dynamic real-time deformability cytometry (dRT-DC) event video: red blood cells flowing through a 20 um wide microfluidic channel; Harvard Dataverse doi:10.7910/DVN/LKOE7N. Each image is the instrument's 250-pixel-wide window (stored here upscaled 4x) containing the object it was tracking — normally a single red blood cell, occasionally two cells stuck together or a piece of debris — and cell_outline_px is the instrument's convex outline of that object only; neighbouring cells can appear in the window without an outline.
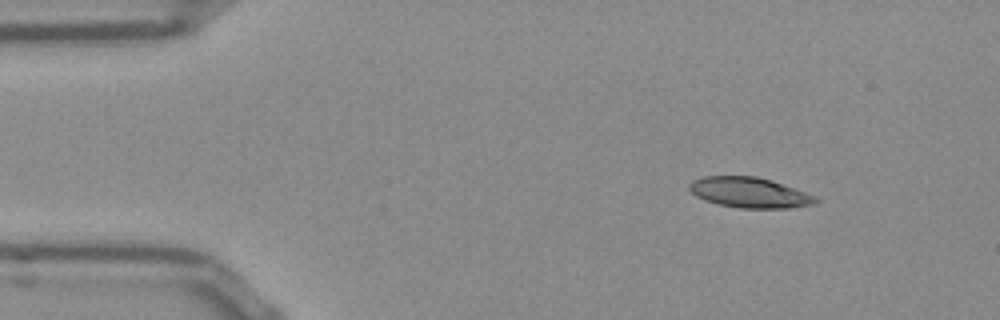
{"species": "Egyptian fruit bat (a non-hibernating species)", "species_latin": "Rousettus aegyptiacus", "temperature_condition": "room temperature", "stored_images_in_passage": 47, "camera_frame_rate_fps": 3000, "um_per_image_px": 0.085, "frame": {"image": 1, "passage_image": 1, "time_ms": 0.0, "image_size_px": [1000, 320], "cell_outline_px": [[820, 200], [816, 204], [788, 208], [740, 208], [720, 204], [704, 200], [696, 196], [688, 188], [688, 184], [692, 180], [704, 176], [756, 176], [772, 180], [816, 196]], "centroid_in_image_um": [63.71, 16.36], "position_along_channel_um": 21.3, "area_um2": 22.43}}
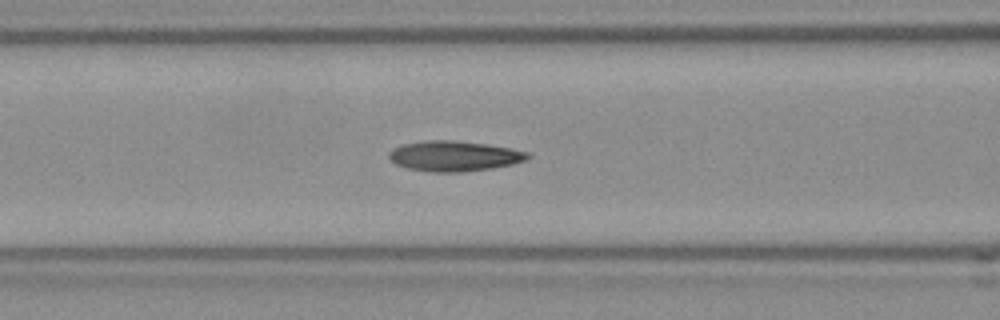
{"frame": {"image": 2, "passage_image": 15, "time_ms": 4.667, "image_size_px": [1000, 320], "cell_outline_px": [[532, 156], [528, 160], [512, 164], [492, 168], [460, 172], [432, 172], [408, 168], [396, 164], [388, 156], [388, 152], [392, 148], [404, 144], [428, 140], [452, 140], [484, 144], [508, 148], [528, 152]], "centroid_in_image_um": [38.61, 13.27], "position_along_channel_um": 128.0, "area_um2": 24.33}}
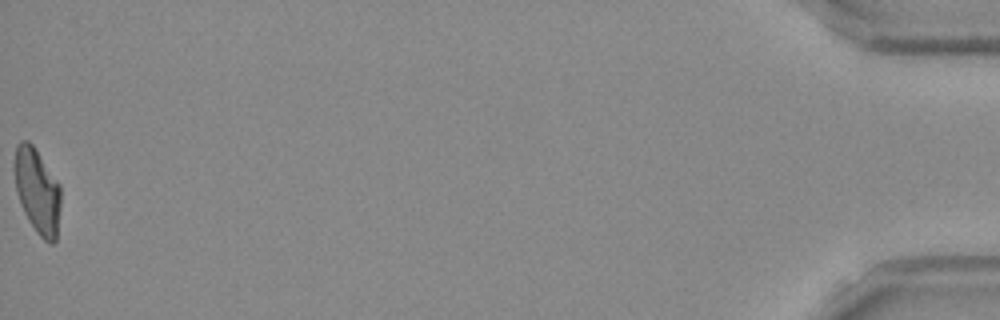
{"frame": {"image": 3, "passage_image": 47, "time_ms": 15.333, "image_size_px": [1000, 320], "cell_outline_px": [[60, 208], [56, 240], [52, 244], [48, 244], [36, 232], [28, 220], [24, 212], [16, 192], [12, 168], [16, 144], [20, 140], [28, 140], [32, 144], [60, 184]], "centroid_in_image_um": [3.14, 16.21], "position_along_channel_um": 432.1, "area_um2": 23.35}, "authors_computed_cell_mechanics": {"area_um2": 23.2934, "velocity_mm_per_s": 3.8449, "shape_relaxation_time_tau1_ms": null, "shape_relaxation_time_tau2_ms": 2.4868, "deformation_change_tau1": null, "deformation_change_tau2": 0.1034}}